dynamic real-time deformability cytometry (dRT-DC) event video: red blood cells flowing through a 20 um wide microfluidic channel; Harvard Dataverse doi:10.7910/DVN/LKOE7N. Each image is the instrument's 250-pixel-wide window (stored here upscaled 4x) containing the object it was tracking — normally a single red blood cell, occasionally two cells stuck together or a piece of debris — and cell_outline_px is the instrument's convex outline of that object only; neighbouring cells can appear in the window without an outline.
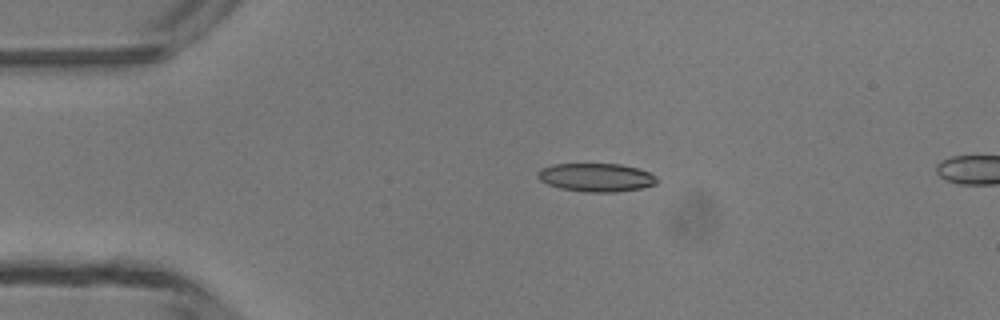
{"species": "common noctule bat (a hibernating species)", "species_latin": "Nyctalus noctula", "temperature_condition": "room temperature", "stored_images_in_passage": 4, "camera_frame_rate_fps": 3000, "um_per_image_px": 0.085, "animal": {"sex": "male", "body_mass_g": 13.3}, "frame": {"image": 1, "passage_image": 2, "time_ms": 1.0, "image_size_px": [1000, 320], "cell_outline_px": [[656, 184], [640, 188], [616, 192], [584, 192], [560, 188], [548, 184], [540, 180], [536, 176], [536, 172], [540, 168], [552, 164], [620, 164], [636, 168], [648, 172], [656, 176]], "centroid_in_image_um": [50.62, 15.08], "position_along_channel_um": 34.4, "area_um2": 19.71}}